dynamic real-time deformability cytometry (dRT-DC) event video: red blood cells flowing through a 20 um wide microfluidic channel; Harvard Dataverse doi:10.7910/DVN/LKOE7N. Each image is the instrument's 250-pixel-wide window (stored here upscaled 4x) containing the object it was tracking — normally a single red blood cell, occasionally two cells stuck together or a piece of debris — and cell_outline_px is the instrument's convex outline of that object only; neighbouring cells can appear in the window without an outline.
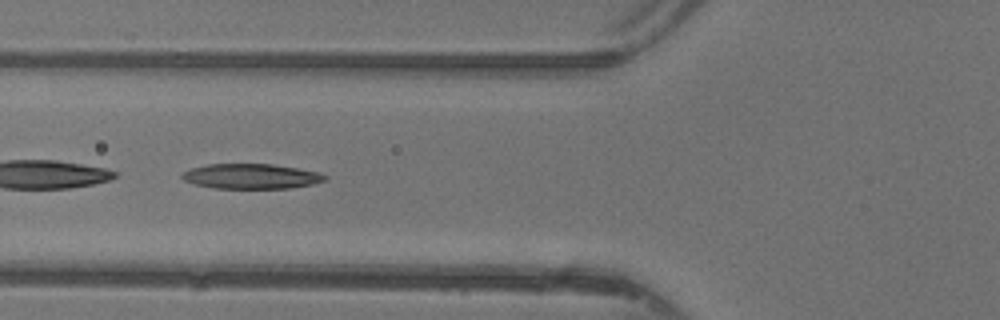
{"species": "common noctule bat (a hibernating species)", "species_latin": "Nyctalus noctula", "temperature_condition": "warm", "stored_images_in_passage": 38, "camera_frame_rate_fps": 3000, "um_per_image_px": 0.085, "animal": {"sex": "female"}, "frame": {"image": 1, "passage_image": 10, "time_ms": 3.0, "image_size_px": [1000, 320], "cell_outline_px": [[328, 176], [324, 180], [312, 184], [292, 188], [212, 188], [192, 184], [184, 180], [180, 176], [184, 172], [192, 168], [208, 164], [272, 164], [320, 172]], "centroid_in_image_um": [21.34, 14.99], "position_along_channel_um": 104.5, "area_um2": 20.81}}
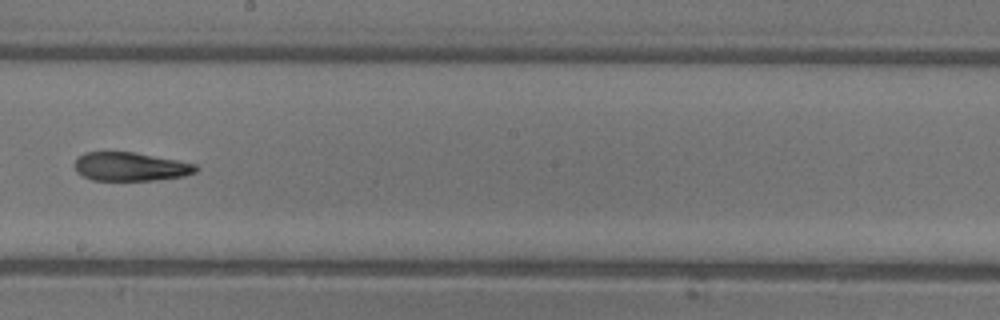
{"frame": {"image": 2, "passage_image": 19, "time_ms": 6.0, "image_size_px": [1000, 320], "cell_outline_px": [[200, 168], [196, 172], [184, 176], [156, 180], [92, 180], [76, 172], [76, 160], [84, 152], [132, 152], [176, 160], [196, 164]], "centroid_in_image_um": [11.12, 14.17], "position_along_channel_um": 237.1, "area_um2": 20.06}}
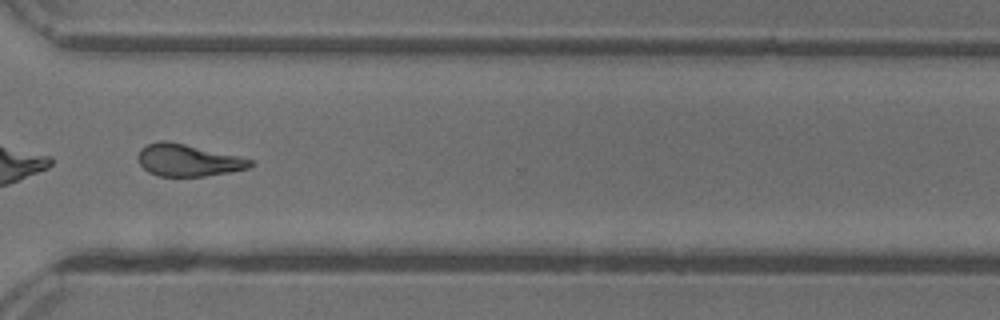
{"frame": {"image": 3, "passage_image": 27, "time_ms": 8.667, "image_size_px": [1000, 320], "cell_outline_px": [[252, 164], [248, 168], [228, 172], [204, 176], [160, 176], [148, 172], [140, 164], [136, 156], [140, 148], [148, 144], [160, 140], [168, 140], [240, 156], [252, 160]], "centroid_in_image_um": [15.94, 13.6], "position_along_channel_um": 354.7, "area_um2": 20.98}, "authors_computed_cell_mechanics": {"area_um2": 21.2993, "velocity_mm_per_s": 4.4151, "shape_relaxation_time_tau1_ms": null, "shape_relaxation_time_tau2_ms": 5.0742, "deformation_change_tau1": null, "deformation_change_tau2": 0.1629}}